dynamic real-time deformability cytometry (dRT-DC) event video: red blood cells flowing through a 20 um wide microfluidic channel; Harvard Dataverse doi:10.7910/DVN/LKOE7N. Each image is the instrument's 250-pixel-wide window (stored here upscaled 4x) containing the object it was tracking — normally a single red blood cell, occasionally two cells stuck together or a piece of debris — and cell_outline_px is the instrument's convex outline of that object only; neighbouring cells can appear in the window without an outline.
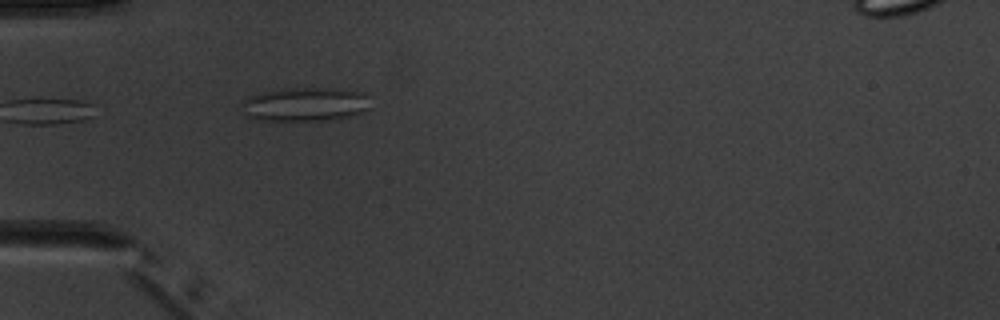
{"species": "common noctule bat (a hibernating species)", "species_latin": "Nyctalus noctula", "temperature_condition": "warm", "stored_images_in_passage": 2, "camera_frame_rate_fps": 3000, "um_per_image_px": 0.085, "animal": {"sex": "male", "body_mass_g": 20.1, "forearm_length_mm": 53.5}, "frame": {"image": 1, "passage_image": 2, "time_ms": 2.0, "image_size_px": [1000, 320], "cell_outline_px": [[368, 108], [360, 112], [348, 116], [324, 120], [260, 120], [244, 116], [244, 100], [248, 96], [260, 92], [280, 88], [332, 88], [364, 92], [368, 96]], "centroid_in_image_um": [25.9, 8.85], "position_along_channel_um": 59.1, "area_um2": 25.26}}